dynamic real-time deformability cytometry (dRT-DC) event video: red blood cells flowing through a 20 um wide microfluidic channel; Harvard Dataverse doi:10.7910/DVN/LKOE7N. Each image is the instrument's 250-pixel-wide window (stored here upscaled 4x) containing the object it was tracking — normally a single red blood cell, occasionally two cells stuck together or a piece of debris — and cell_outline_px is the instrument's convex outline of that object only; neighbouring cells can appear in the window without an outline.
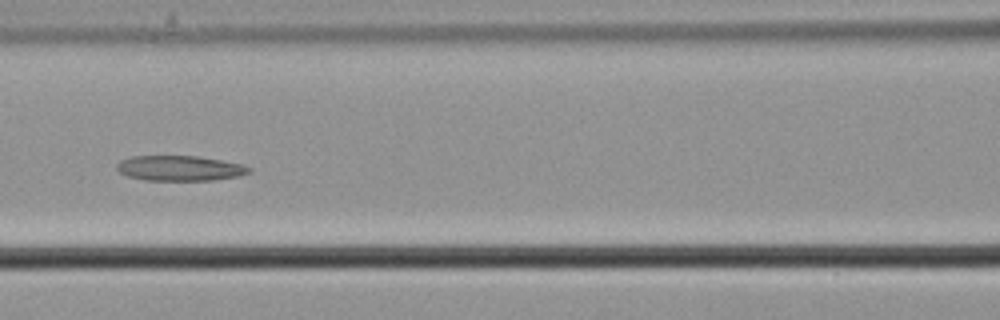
{"species": "common noctule bat (a hibernating species)", "species_latin": "Nyctalus noctula", "temperature_condition": "cold", "stored_images_in_passage": 8, "camera_frame_rate_fps": 3000, "um_per_image_px": 0.085, "animal": {"sex": "male", "body_mass_g": 21.5, "forearm_length_mm": 52.0}, "frame": {"image": 1, "passage_image": 6, "time_ms": 1.667, "image_size_px": [1000, 320], "cell_outline_px": [[252, 172], [240, 176], [212, 180], [144, 180], [128, 176], [120, 172], [116, 168], [116, 164], [120, 160], [132, 156], [196, 156], [244, 164], [252, 168]], "centroid_in_image_um": [15.31, 14.3], "position_along_channel_um": 151.3, "area_um2": 19.48}}
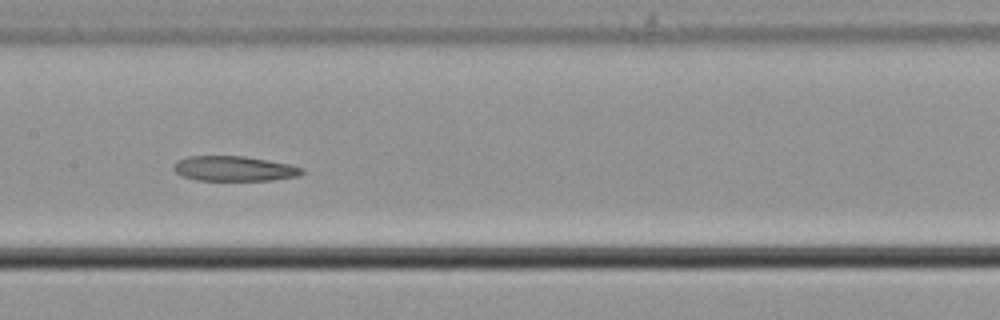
{"frame": {"image": 2, "passage_image": 7, "time_ms": 2.0, "image_size_px": [1000, 320], "cell_outline_px": [[304, 172], [296, 176], [272, 180], [196, 180], [184, 176], [176, 172], [172, 168], [176, 160], [188, 156], [244, 156], [268, 160], [288, 164], [304, 168]], "centroid_in_image_um": [19.88, 14.32], "position_along_channel_um": 187.5, "area_um2": 18.61}}
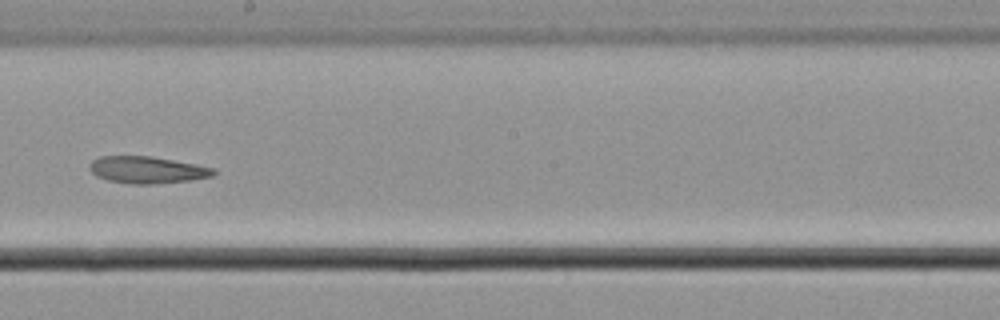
{"frame": {"image": 3, "passage_image": 8, "time_ms": 2.333, "image_size_px": [1000, 320], "cell_outline_px": [[216, 172], [212, 176], [192, 180], [152, 184], [132, 184], [108, 180], [96, 176], [88, 168], [88, 164], [92, 160], [100, 156], [152, 156], [196, 164], [212, 168]], "centroid_in_image_um": [12.47, 14.43], "position_along_channel_um": 235.7, "area_um2": 19.48}}